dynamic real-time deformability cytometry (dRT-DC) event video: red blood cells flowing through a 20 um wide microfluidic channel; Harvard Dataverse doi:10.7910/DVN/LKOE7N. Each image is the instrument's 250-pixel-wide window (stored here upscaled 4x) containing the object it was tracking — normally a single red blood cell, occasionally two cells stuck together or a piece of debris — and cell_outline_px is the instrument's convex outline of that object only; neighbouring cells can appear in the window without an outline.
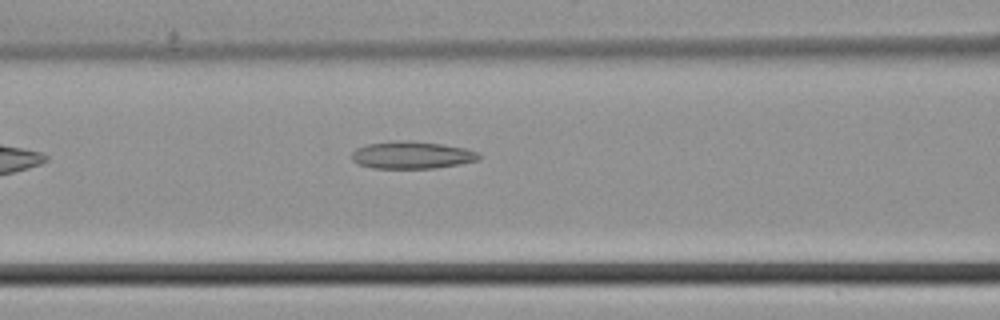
{"species": "common noctule bat (a hibernating species)", "species_latin": "Nyctalus noctula", "temperature_condition": "cold", "stored_images_in_passage": 29, "camera_frame_rate_fps": 3000, "um_per_image_px": 0.085, "animal": {"sex": "male", "body_mass_g": 21.5, "forearm_length_mm": 52.0}, "frame": {"image": 1, "passage_image": 7, "time_ms": 2.0, "image_size_px": [1000, 320], "cell_outline_px": [[480, 160], [460, 164], [436, 168], [372, 168], [356, 164], [352, 160], [352, 152], [356, 148], [368, 144], [400, 140], [412, 140], [440, 144], [464, 148], [476, 152], [480, 156]], "centroid_in_image_um": [34.98, 13.18], "position_along_channel_um": 131.6, "area_um2": 20.29}}
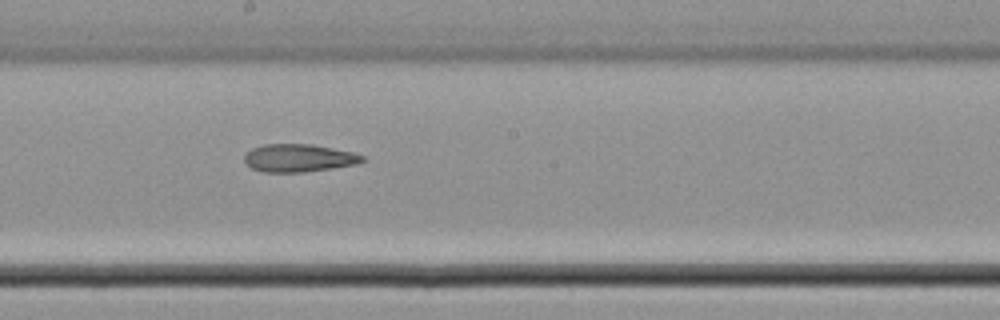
{"frame": {"image": 2, "passage_image": 13, "time_ms": 4.0, "image_size_px": [1000, 320], "cell_outline_px": [[368, 160], [356, 164], [332, 168], [304, 172], [264, 172], [252, 168], [244, 164], [244, 152], [252, 148], [264, 144], [312, 144], [352, 152], [364, 156]], "centroid_in_image_um": [25.37, 13.43], "position_along_channel_um": 222.8, "area_um2": 19.31}}
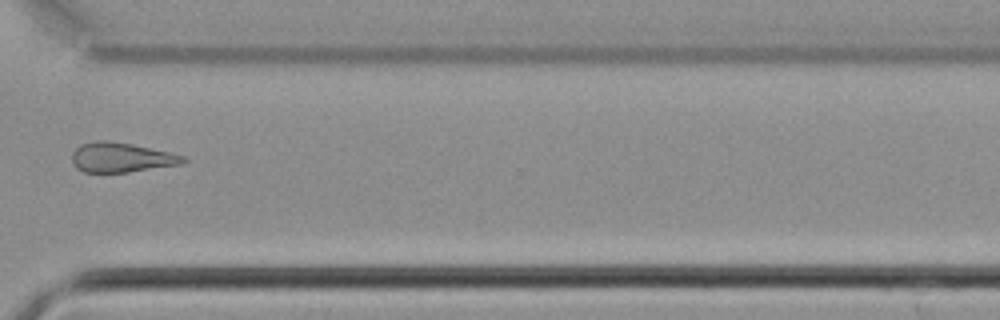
{"frame": {"image": 3, "passage_image": 22, "time_ms": 7.0, "image_size_px": [1000, 320], "cell_outline_px": [[188, 160], [184, 164], [128, 172], [84, 172], [76, 168], [72, 160], [72, 152], [80, 144], [96, 140], [104, 140], [132, 144], [168, 152], [184, 156]], "centroid_in_image_um": [10.31, 13.38], "position_along_channel_um": 360.3, "area_um2": 19.25}}